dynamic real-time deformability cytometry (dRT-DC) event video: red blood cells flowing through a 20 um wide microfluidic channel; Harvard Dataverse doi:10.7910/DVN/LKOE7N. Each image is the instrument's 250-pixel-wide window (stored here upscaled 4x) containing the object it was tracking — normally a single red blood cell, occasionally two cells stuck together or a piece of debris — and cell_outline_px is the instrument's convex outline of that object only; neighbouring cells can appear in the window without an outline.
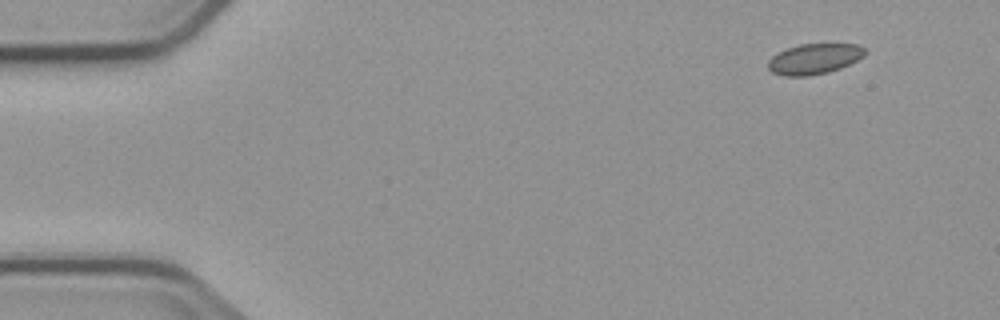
{"species": "common noctule bat (a hibernating species)", "species_latin": "Nyctalus noctula", "temperature_condition": "cold", "stored_images_in_passage": 4, "camera_frame_rate_fps": 3000, "um_per_image_px": 0.085, "animal": {"sex": "male", "body_mass_g": 23.1, "forearm_length_mm": 52.7}, "frame": {"image": 1, "passage_image": 1, "time_ms": 0.0, "image_size_px": [1000, 320], "cell_outline_px": [[868, 52], [864, 56], [840, 68], [828, 72], [808, 76], [784, 76], [772, 72], [768, 68], [768, 60], [772, 56], [788, 48], [800, 44], [860, 44]], "centroid_in_image_um": [69.22, 5.0], "position_along_channel_um": 15.8, "area_um2": 17.17}}
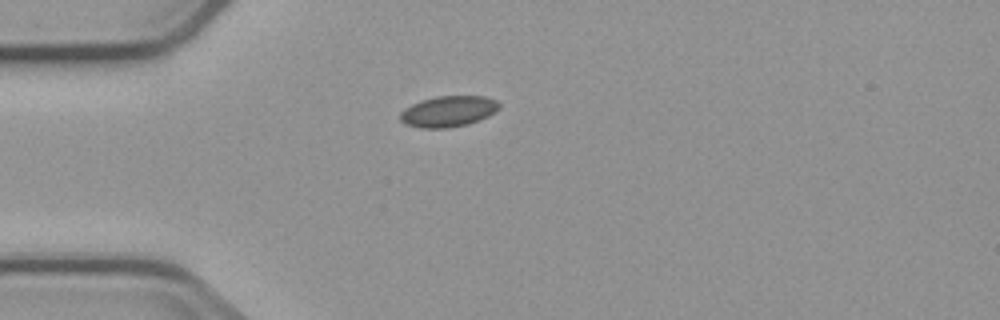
{"frame": {"image": 2, "passage_image": 4, "time_ms": 3.333, "image_size_px": [1000, 320], "cell_outline_px": [[500, 108], [488, 116], [468, 124], [448, 128], [424, 128], [404, 124], [400, 120], [400, 112], [404, 108], [420, 100], [436, 96], [484, 96], [496, 100], [500, 104]], "centroid_in_image_um": [38.09, 9.46], "position_along_channel_um": 46.9, "area_um2": 17.92}}